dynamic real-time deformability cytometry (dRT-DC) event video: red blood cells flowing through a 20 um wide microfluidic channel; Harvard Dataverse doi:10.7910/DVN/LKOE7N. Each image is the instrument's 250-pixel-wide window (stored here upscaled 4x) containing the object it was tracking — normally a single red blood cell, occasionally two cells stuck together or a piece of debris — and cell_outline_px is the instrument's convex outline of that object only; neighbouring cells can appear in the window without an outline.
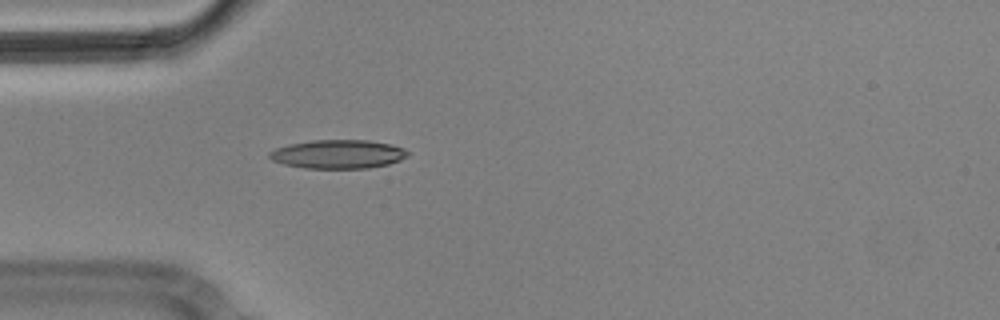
{"species": "Egyptian fruit bat (a non-hibernating species)", "species_latin": "Rousettus aegyptiacus", "temperature_condition": "cold", "stored_images_in_passage": 4, "camera_frame_rate_fps": 3000, "um_per_image_px": 0.085, "animal": {"sex": "male"}, "frame": {"image": 1, "passage_image": 4, "time_ms": 1.0, "image_size_px": [1000, 320], "cell_outline_px": [[408, 156], [400, 160], [388, 164], [368, 168], [304, 168], [284, 164], [272, 160], [268, 156], [268, 152], [276, 148], [288, 144], [312, 140], [368, 140], [388, 144], [404, 148], [408, 152]], "centroid_in_image_um": [28.71, 13.1], "position_along_channel_um": 56.3, "area_um2": 23.12}}